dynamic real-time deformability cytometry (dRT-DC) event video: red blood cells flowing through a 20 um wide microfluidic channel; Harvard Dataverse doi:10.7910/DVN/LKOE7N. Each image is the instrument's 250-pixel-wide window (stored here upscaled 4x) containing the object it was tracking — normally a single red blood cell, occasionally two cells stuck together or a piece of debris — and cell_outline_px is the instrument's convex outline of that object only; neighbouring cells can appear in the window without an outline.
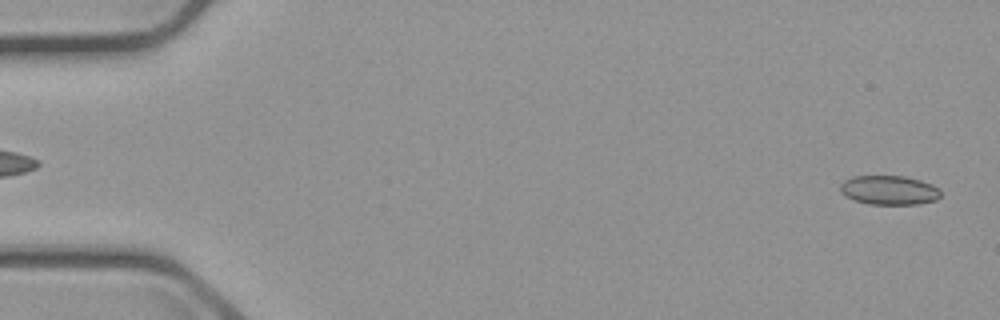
{"species": "common noctule bat (a hibernating species)", "species_latin": "Nyctalus noctula", "temperature_condition": "cold", "stored_images_in_passage": 6, "camera_frame_rate_fps": 3000, "um_per_image_px": 0.085, "animal": {"sex": "male", "body_mass_g": 23.1, "forearm_length_mm": 52.7}, "frame": {"image": 1, "passage_image": 6, "time_ms": 6.0, "image_size_px": [1000, 320], "cell_outline_px": [[940, 196], [936, 200], [920, 204], [868, 204], [856, 200], [840, 192], [840, 184], [844, 180], [852, 176], [904, 176], [920, 180], [932, 184], [940, 192]], "centroid_in_image_um": [75.57, 16.16], "position_along_channel_um": 9.4, "area_um2": 16.99}}